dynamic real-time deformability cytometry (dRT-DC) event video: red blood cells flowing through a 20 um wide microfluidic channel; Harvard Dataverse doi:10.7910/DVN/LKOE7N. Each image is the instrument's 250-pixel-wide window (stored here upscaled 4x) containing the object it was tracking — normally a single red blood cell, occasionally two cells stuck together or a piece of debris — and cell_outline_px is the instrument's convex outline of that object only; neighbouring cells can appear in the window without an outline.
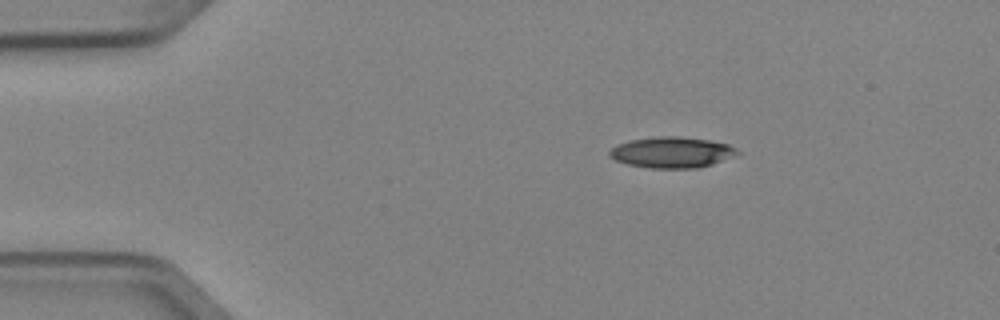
{"species": "Egyptian fruit bat (a non-hibernating species)", "species_latin": "Rousettus aegyptiacus", "temperature_condition": "cold", "stored_images_in_passage": 4, "camera_frame_rate_fps": 3000, "um_per_image_px": 0.085, "animal": {"sex": "female"}, "frame": {"image": 1, "passage_image": 3, "time_ms": 0.667, "image_size_px": [1000, 320], "cell_outline_px": [[740, 152], [736, 156], [712, 164], [696, 168], [648, 168], [628, 164], [616, 160], [608, 156], [608, 152], [612, 148], [620, 144], [632, 140], [656, 136], [680, 136], [708, 140], [728, 144], [736, 148]], "centroid_in_image_um": [57.13, 12.95], "position_along_channel_um": 27.9, "area_um2": 23.0}}